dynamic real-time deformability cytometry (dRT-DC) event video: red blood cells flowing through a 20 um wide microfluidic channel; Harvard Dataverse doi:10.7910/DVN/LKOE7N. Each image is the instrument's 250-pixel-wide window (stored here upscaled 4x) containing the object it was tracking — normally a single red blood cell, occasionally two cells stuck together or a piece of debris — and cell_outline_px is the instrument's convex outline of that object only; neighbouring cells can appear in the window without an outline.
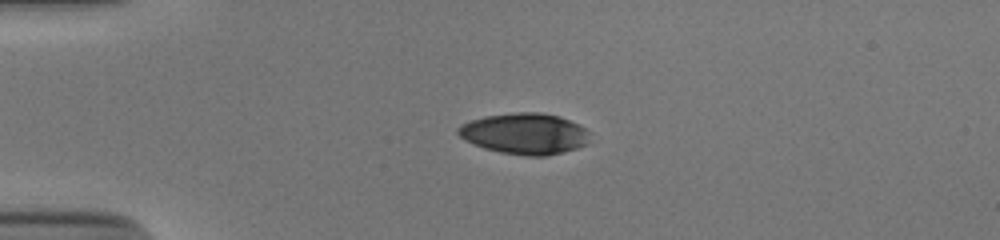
{"species": "human", "species_latin": "Homo sapiens", "temperature_condition": "cold", "stored_images_in_passage": 41, "camera_frame_rate_fps": 3000, "um_per_image_px": 0.085, "donor": {"sex": "male"}, "frame": {"image": 1, "passage_image": 1, "time_ms": 0.0, "image_size_px": [1000, 240], "cell_outline_px": [[588, 144], [564, 152], [548, 156], [524, 156], [500, 152], [484, 148], [464, 140], [456, 132], [456, 128], [460, 124], [484, 116], [516, 112], [540, 112], [560, 116], [584, 128], [588, 132]], "centroid_in_image_um": [44.57, 11.36], "position_along_channel_um": 40.4, "area_um2": 31.62}}
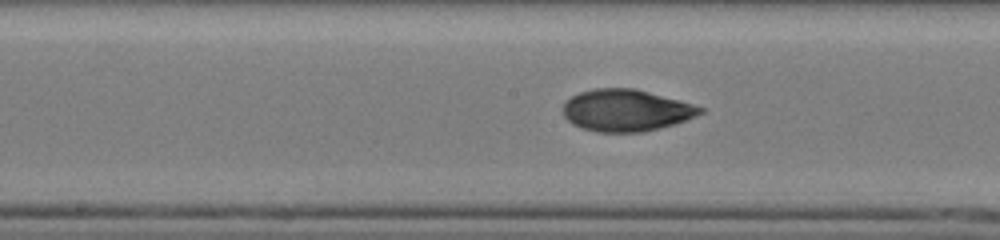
{"frame": {"image": 2, "passage_image": 16, "time_ms": 5.0, "image_size_px": [1000, 240], "cell_outline_px": [[704, 112], [696, 116], [660, 128], [644, 132], [596, 132], [580, 128], [572, 124], [564, 116], [564, 100], [580, 92], [596, 88], [632, 88], [648, 92], [692, 104], [704, 108]], "centroid_in_image_um": [53.17, 9.39], "position_along_channel_um": 195.0, "area_um2": 33.23}}
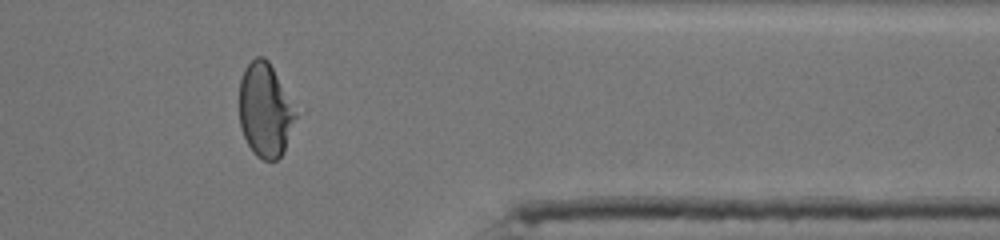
{"frame": {"image": 3, "passage_image": 32, "time_ms": 10.333, "image_size_px": [1000, 240], "cell_outline_px": [[296, 116], [284, 152], [276, 160], [264, 160], [256, 156], [252, 152], [240, 128], [240, 80], [244, 68], [256, 56], [264, 56], [268, 60], [296, 112]], "centroid_in_image_um": [22.51, 9.38], "position_along_channel_um": 388.9, "area_um2": 30.4}, "authors_computed_cell_mechanics": {"area_um2": 32.657, "velocity_mm_per_s": 3.8853, "shape_relaxation_time_tau1_ms": 5.7463, "shape_relaxation_time_tau2_ms": 1.9188, "deformation_change_tau1": 0.2157, "deformation_change_tau2": 0.0481}}